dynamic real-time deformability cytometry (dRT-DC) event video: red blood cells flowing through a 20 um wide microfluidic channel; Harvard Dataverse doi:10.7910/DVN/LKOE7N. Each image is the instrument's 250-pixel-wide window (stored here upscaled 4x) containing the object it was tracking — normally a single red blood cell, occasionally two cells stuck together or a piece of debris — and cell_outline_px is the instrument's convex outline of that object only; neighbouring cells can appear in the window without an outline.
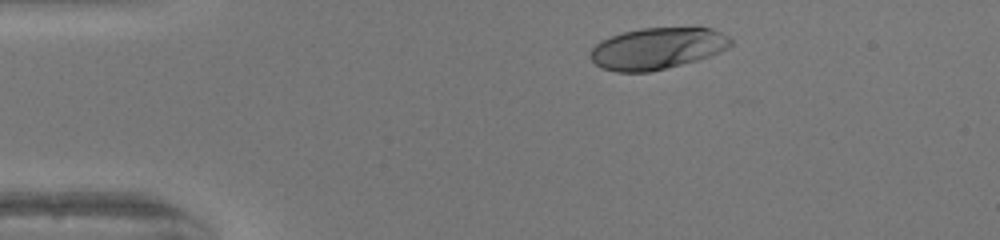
{"species": "human", "species_latin": "Homo sapiens", "temperature_condition": "warm", "stored_images_in_passage": 33, "camera_frame_rate_fps": 3000, "um_per_image_px": 0.085, "donor": {"sex": "female"}, "frame": {"image": 1, "passage_image": 1, "time_ms": 0.0, "image_size_px": [1000, 240], "cell_outline_px": [[732, 44], [728, 48], [720, 52], [696, 60], [648, 72], [616, 72], [600, 68], [588, 56], [592, 48], [600, 40], [624, 32], [640, 28], [712, 28], [728, 36], [732, 40]], "centroid_in_image_um": [55.83, 4.12], "position_along_channel_um": 29.2, "area_um2": 33.81}}
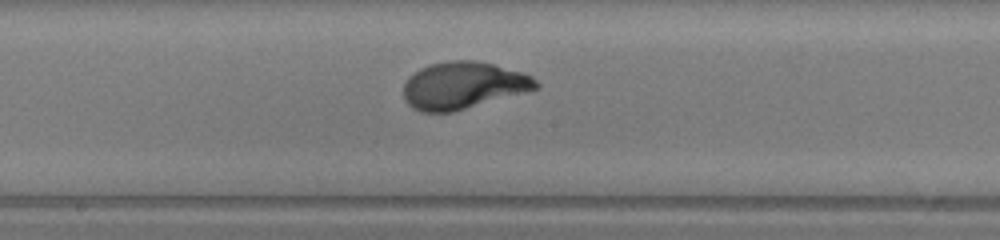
{"frame": {"image": 2, "passage_image": 19, "time_ms": 6.0, "image_size_px": [1000, 240], "cell_outline_px": [[540, 88], [528, 92], [452, 112], [420, 112], [412, 108], [404, 100], [404, 84], [408, 76], [412, 72], [428, 64], [448, 60], [476, 60], [496, 64], [532, 76], [540, 84]], "centroid_in_image_um": [39.37, 7.25], "position_along_channel_um": 208.8, "area_um2": 36.88}}
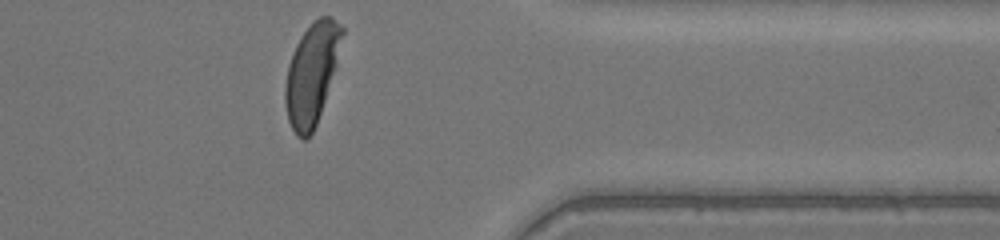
{"frame": {"image": 3, "passage_image": 33, "time_ms": 10.667, "image_size_px": [1000, 240], "cell_outline_px": [[344, 32], [336, 68], [316, 124], [312, 132], [304, 140], [300, 140], [296, 136], [288, 120], [284, 100], [284, 84], [288, 64], [296, 44], [304, 32], [320, 16], [332, 16], [344, 28]], "centroid_in_image_um": [26.49, 6.27], "position_along_channel_um": 384.9, "area_um2": 33.41}, "authors_computed_cell_mechanics": {"area_um2": 35.7204, "velocity_mm_per_s": 4.062, "shape_relaxation_time_tau1_ms": 3.12, "shape_relaxation_time_tau2_ms": null, "deformation_change_tau1": 0.2096, "deformation_change_tau2": null}}